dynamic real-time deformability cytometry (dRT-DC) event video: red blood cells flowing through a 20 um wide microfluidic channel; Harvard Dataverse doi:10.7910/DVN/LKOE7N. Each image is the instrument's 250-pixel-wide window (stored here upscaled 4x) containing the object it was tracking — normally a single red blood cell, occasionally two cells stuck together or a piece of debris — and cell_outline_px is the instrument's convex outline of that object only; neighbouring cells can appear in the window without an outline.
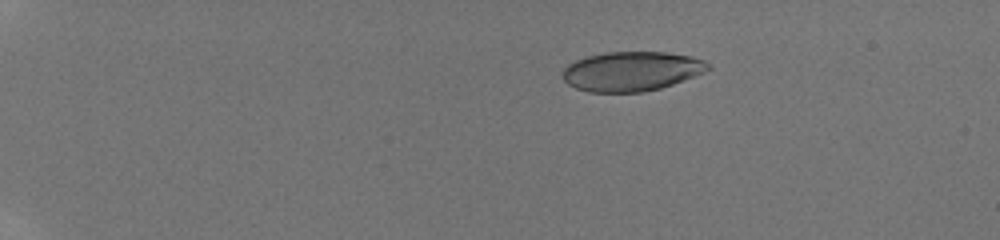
{"species": "human", "species_latin": "Homo sapiens", "temperature_condition": "room temperature", "stored_images_in_passage": 10, "camera_frame_rate_fps": 3000, "um_per_image_px": 0.085, "donor": {"sex": "male"}, "frame": {"image": 1, "passage_image": 4, "time_ms": 3.333, "image_size_px": [1000, 240], "cell_outline_px": [[712, 68], [704, 72], [672, 84], [660, 88], [644, 92], [588, 92], [576, 88], [568, 84], [564, 80], [564, 68], [568, 64], [576, 60], [588, 56], [604, 52], [668, 52], [692, 56], [704, 60]], "centroid_in_image_um": [53.69, 6.05], "position_along_channel_um": 31.3, "area_um2": 33.41}}
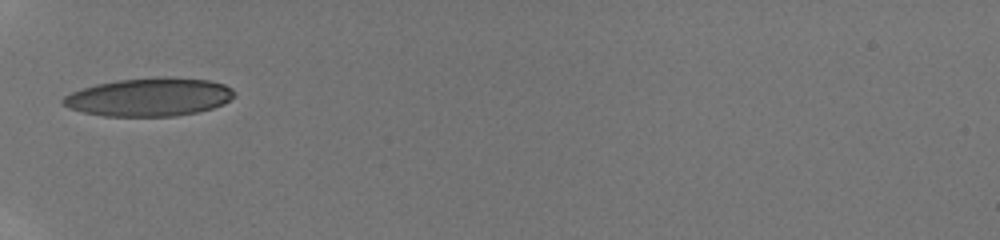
{"frame": {"image": 2, "passage_image": 7, "time_ms": 7.0, "image_size_px": [1000, 240], "cell_outline_px": [[236, 96], [224, 104], [212, 108], [196, 112], [176, 116], [104, 116], [84, 112], [68, 108], [60, 104], [60, 100], [64, 96], [72, 92], [96, 84], [116, 80], [156, 76], [168, 76], [212, 80], [224, 84], [232, 88], [236, 92]], "centroid_in_image_um": [12.72, 8.23], "position_along_channel_um": 72.3, "area_um2": 38.73}}
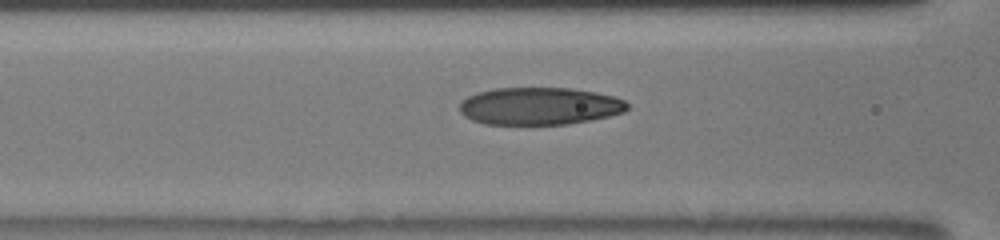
{"frame": {"image": 3, "passage_image": 9, "time_ms": 8.333, "image_size_px": [1000, 240], "cell_outline_px": [[628, 108], [624, 112], [608, 116], [568, 124], [484, 124], [472, 120], [464, 116], [460, 112], [460, 100], [468, 96], [480, 92], [496, 88], [568, 88], [596, 92], [612, 96], [624, 100], [628, 104]], "centroid_in_image_um": [45.83, 9.02], "position_along_channel_um": 120.8, "area_um2": 36.47}}